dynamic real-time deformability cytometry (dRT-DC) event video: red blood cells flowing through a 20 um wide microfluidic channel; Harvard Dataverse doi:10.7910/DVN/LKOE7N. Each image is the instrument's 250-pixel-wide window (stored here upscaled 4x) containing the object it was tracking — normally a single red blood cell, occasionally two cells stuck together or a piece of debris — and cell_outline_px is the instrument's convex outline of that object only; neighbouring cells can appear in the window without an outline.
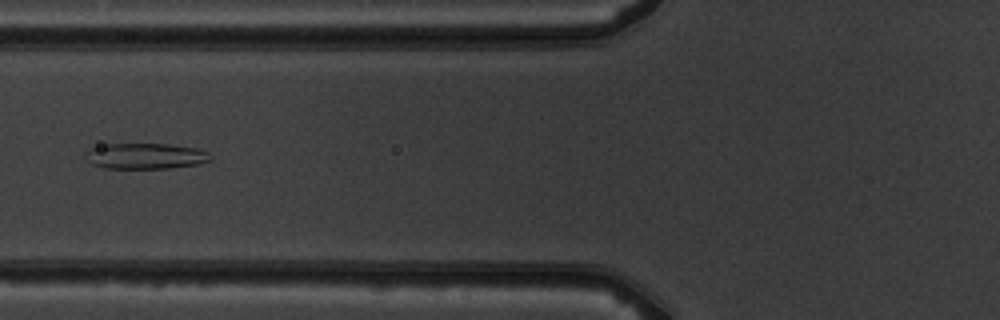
{"species": "common noctule bat (a hibernating species)", "species_latin": "Nyctalus noctula", "temperature_condition": "warm", "stored_images_in_passage": 4, "camera_frame_rate_fps": 3000, "um_per_image_px": 0.085, "animal": {"sex": "male", "body_mass_g": 19.5, "forearm_length_mm": 54.6}, "frame": {"image": 1, "passage_image": 4, "time_ms": 3.667, "image_size_px": [1000, 320], "cell_outline_px": [[212, 160], [200, 164], [168, 168], [104, 168], [92, 164], [88, 160], [88, 152], [92, 148], [100, 144], [168, 144], [196, 148], [208, 152], [212, 156]], "centroid_in_image_um": [12.43, 13.26], "position_along_channel_um": 113.4, "area_um2": 18.67}}